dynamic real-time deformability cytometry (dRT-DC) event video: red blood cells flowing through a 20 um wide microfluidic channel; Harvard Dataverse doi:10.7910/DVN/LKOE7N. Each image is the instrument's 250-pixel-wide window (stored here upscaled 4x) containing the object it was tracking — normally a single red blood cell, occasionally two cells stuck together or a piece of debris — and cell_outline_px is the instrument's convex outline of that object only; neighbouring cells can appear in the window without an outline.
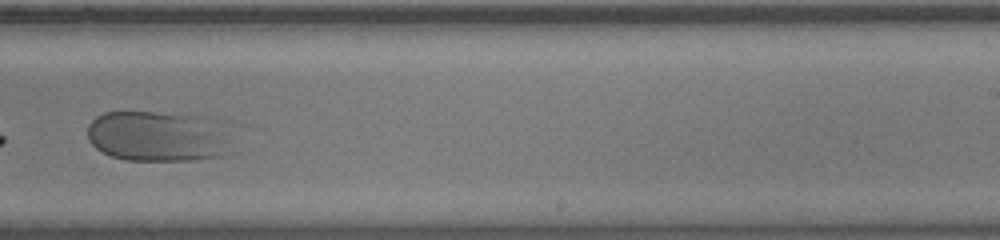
{"species": "human", "species_latin": "Homo sapiens", "temperature_condition": "room temperature", "stored_images_in_passage": 45, "camera_frame_rate_fps": 3000, "um_per_image_px": 0.085, "donor": {"sex": "male"}, "frame": {"image": 1, "passage_image": 32, "time_ms": 10.333, "image_size_px": [1000, 240], "cell_outline_px": [[220, 156], [188, 160], [124, 160], [112, 156], [96, 148], [88, 140], [88, 124], [96, 116], [104, 112], [152, 112], [196, 116]], "centroid_in_image_um": [12.79, 11.6], "position_along_channel_um": 276.2, "area_um2": 37.92}}
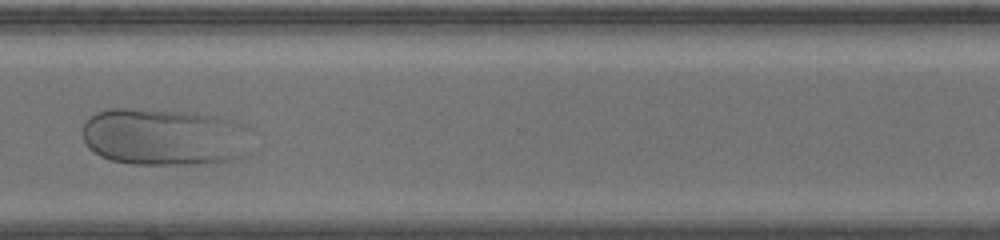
{"frame": {"image": 2, "passage_image": 38, "time_ms": 12.333, "image_size_px": [1000, 240], "cell_outline_px": [[240, 156], [224, 160], [204, 164], [132, 164], [112, 160], [100, 156], [88, 148], [80, 132], [84, 124], [96, 112], [108, 108], [128, 108], [184, 112], [204, 116], [220, 120]], "centroid_in_image_um": [13.37, 11.66], "position_along_channel_um": 357.2, "area_um2": 51.73}}